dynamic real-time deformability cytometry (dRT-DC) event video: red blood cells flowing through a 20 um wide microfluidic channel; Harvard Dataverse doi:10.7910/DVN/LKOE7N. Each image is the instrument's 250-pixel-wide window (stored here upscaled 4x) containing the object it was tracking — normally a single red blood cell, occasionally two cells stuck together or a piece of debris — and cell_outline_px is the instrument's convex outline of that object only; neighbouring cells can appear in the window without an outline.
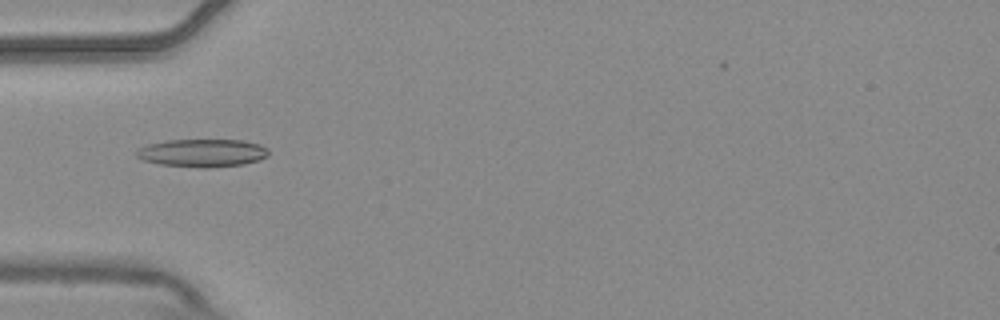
{"species": "common noctule bat (a hibernating species)", "species_latin": "Nyctalus noctula", "temperature_condition": "warm", "stored_images_in_passage": 5, "camera_frame_rate_fps": 3000, "um_per_image_px": 0.085, "animal": {"sex": "male", "body_mass_g": 20.4}, "frame": {"image": 1, "passage_image": 5, "time_ms": 1.333, "image_size_px": [1000, 320], "cell_outline_px": [[268, 156], [260, 160], [244, 164], [208, 168], [200, 168], [160, 164], [140, 160], [136, 156], [136, 152], [140, 148], [148, 144], [168, 140], [244, 140], [260, 144], [268, 148]], "centroid_in_image_um": [17.22, 13.0], "position_along_channel_um": 67.8, "area_um2": 21.68}}